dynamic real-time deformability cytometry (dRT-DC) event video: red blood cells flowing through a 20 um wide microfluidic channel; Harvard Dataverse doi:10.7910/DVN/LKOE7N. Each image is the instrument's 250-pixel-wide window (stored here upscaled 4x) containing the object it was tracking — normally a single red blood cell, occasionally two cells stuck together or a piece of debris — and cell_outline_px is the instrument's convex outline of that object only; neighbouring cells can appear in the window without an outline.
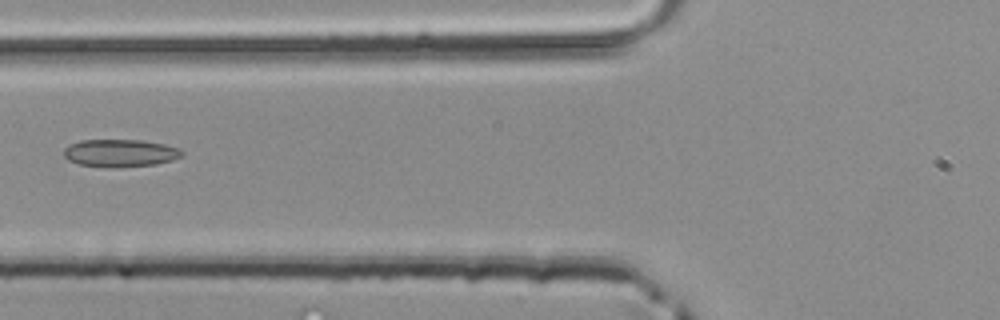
{"species": "common noctule bat (a hibernating species)", "species_latin": "Nyctalus noctula", "temperature_condition": "room temperature", "stored_images_in_passage": 4, "camera_frame_rate_fps": 3000, "um_per_image_px": 0.085, "animal": {"sex": "male", "body_mass_g": 20.4}, "frame": {"image": 1, "passage_image": 4, "time_ms": 1.0, "image_size_px": [1000, 320], "cell_outline_px": [[184, 156], [172, 160], [156, 164], [116, 168], [104, 168], [80, 164], [68, 160], [64, 156], [64, 148], [68, 144], [80, 140], [144, 140], [164, 144], [176, 148], [184, 152]], "centroid_in_image_um": [10.2, 13.02], "position_along_channel_um": 115.6, "area_um2": 19.25}}